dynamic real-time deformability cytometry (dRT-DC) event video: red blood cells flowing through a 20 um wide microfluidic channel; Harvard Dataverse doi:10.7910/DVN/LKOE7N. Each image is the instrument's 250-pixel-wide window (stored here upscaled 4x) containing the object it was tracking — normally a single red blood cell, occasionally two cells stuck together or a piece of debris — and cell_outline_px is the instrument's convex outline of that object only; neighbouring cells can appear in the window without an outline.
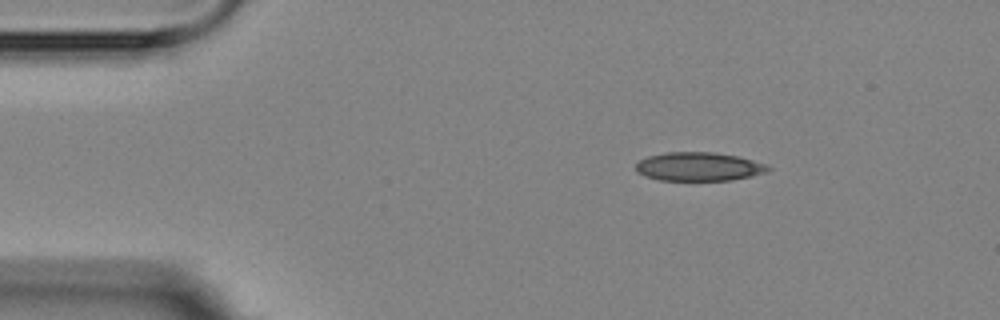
{"species": "Egyptian fruit bat (a non-hibernating species)", "species_latin": "Rousettus aegyptiacus", "temperature_condition": "room temperature", "stored_images_in_passage": 2, "camera_frame_rate_fps": 3000, "um_per_image_px": 0.085, "animal": {"sex": "female"}, "frame": {"image": 1, "passage_image": 1, "time_ms": 0.0, "image_size_px": [1000, 320], "cell_outline_px": [[772, 168], [768, 172], [752, 176], [732, 180], [660, 180], [644, 176], [636, 172], [636, 164], [640, 160], [648, 156], [664, 152], [716, 152], [736, 156], [768, 164]], "centroid_in_image_um": [59.41, 14.16], "position_along_channel_um": 25.6, "area_um2": 22.25}}